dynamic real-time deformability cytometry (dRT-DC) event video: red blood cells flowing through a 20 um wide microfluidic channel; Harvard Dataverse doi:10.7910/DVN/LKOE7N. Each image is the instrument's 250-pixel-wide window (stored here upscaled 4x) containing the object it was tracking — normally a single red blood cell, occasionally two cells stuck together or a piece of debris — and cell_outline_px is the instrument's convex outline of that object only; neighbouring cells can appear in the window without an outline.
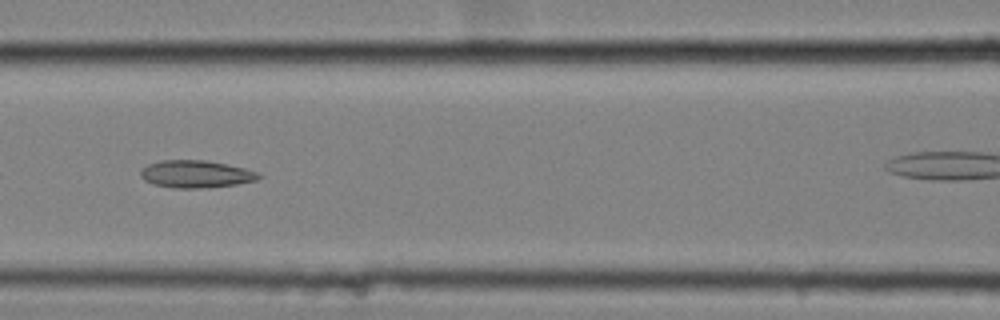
{"species": "common noctule bat (a hibernating species)", "species_latin": "Nyctalus noctula", "temperature_condition": "cold", "stored_images_in_passage": 29, "camera_frame_rate_fps": 3000, "um_per_image_px": 0.085, "animal": {"sex": "female", "body_mass_g": 25.1}, "frame": {"image": 1, "passage_image": 8, "time_ms": 2.333, "image_size_px": [1000, 320], "cell_outline_px": [[260, 176], [256, 180], [236, 184], [208, 188], [172, 188], [152, 184], [144, 180], [140, 176], [140, 172], [148, 164], [160, 160], [208, 160], [244, 168], [256, 172]], "centroid_in_image_um": [16.61, 14.8], "position_along_channel_um": 150.0, "area_um2": 18.84}}
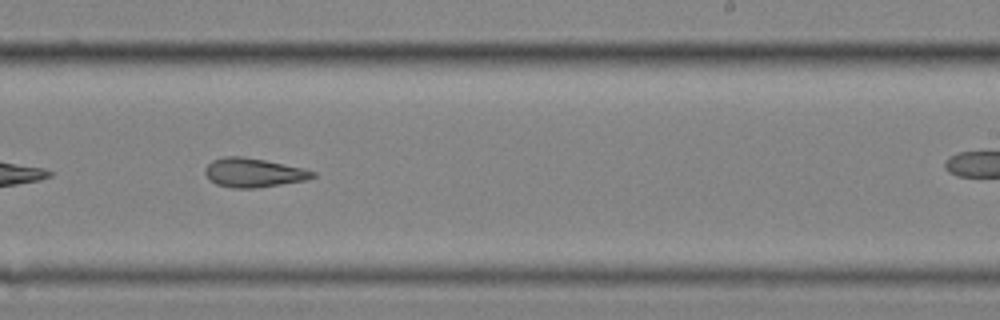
{"frame": {"image": 2, "passage_image": 18, "time_ms": 5.667, "image_size_px": [1000, 320], "cell_outline_px": [[316, 176], [304, 180], [256, 188], [232, 188], [216, 184], [204, 172], [208, 164], [212, 160], [224, 156], [240, 156], [264, 160], [304, 168], [316, 172]], "centroid_in_image_um": [21.55, 14.67], "position_along_channel_um": 267.5, "area_um2": 17.98}}
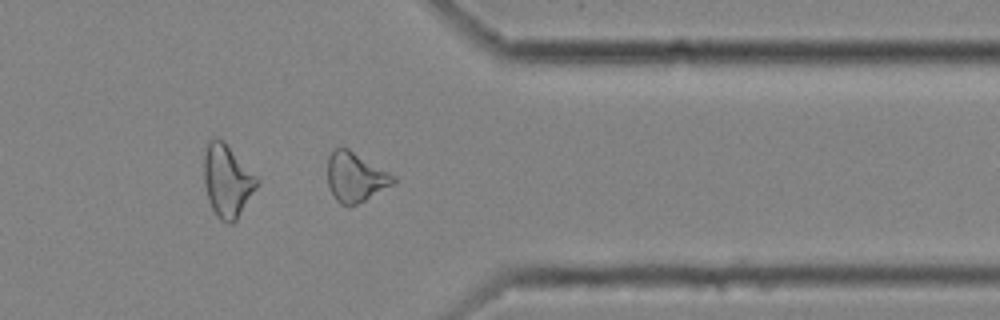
{"frame": {"image": 3, "passage_image": 28, "time_ms": 9.0, "image_size_px": [1000, 320], "cell_outline_px": [[396, 180], [392, 184], [364, 200], [356, 204], [340, 204], [336, 200], [328, 184], [328, 156], [336, 148], [348, 148], [396, 176]], "centroid_in_image_um": [30.2, 15.03], "position_along_channel_um": 381.2, "area_um2": 18.5}}